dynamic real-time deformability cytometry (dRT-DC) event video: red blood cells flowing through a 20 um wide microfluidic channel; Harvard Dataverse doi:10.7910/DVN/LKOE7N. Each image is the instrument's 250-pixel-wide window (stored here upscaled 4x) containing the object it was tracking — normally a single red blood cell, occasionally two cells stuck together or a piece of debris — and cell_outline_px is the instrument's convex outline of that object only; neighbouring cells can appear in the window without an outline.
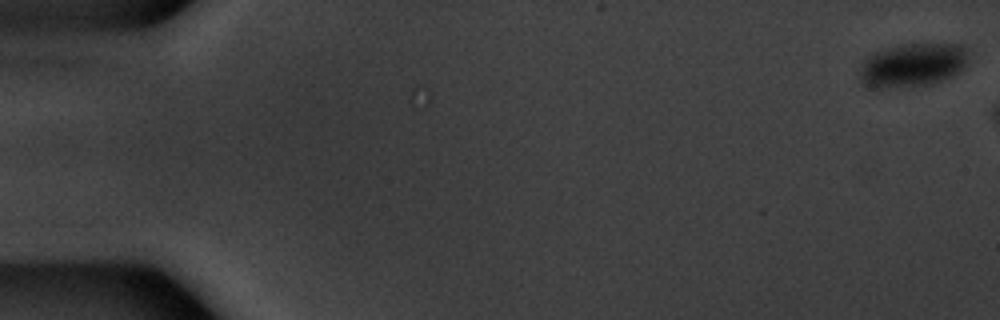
{"species": "common noctule bat (a hibernating species)", "species_latin": "Nyctalus noctula", "temperature_condition": "warm", "stored_images_in_passage": 8, "camera_frame_rate_fps": 3000, "um_per_image_px": 0.085, "animal": {"sex": "male", "body_mass_g": 20.1, "forearm_length_mm": 53.5}, "frame": {"image": 1, "passage_image": 1, "time_ms": 0.0, "image_size_px": [1000, 320], "cell_outline_px": [[964, 68], [952, 76], [932, 84], [884, 88], [876, 88], [864, 84], [860, 76], [860, 68], [864, 60], [868, 56], [876, 52], [888, 48], [908, 44], [964, 44]], "centroid_in_image_um": [77.54, 5.54], "position_along_channel_um": 7.5, "area_um2": 27.05}}